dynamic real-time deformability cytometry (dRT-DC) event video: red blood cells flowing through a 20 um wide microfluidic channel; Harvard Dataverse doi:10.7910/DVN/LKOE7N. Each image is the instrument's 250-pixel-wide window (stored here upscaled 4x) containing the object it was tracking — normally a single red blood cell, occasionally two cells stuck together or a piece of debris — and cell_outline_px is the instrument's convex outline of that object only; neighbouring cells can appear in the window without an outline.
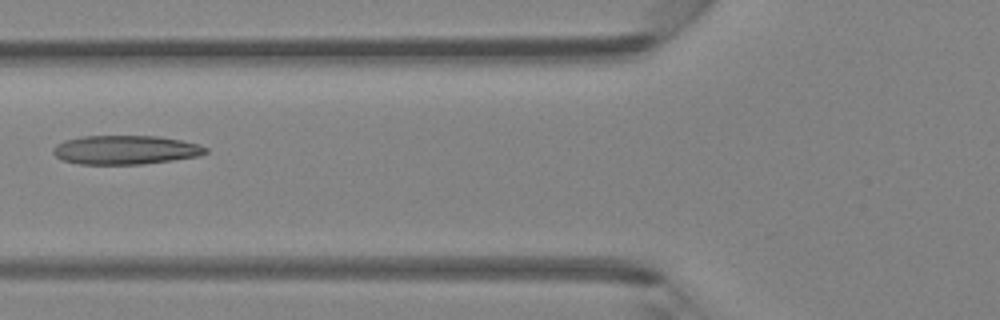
{"species": "Egyptian fruit bat (a non-hibernating species)", "species_latin": "Rousettus aegyptiacus", "temperature_condition": "room temperature", "stored_images_in_passage": 6, "camera_frame_rate_fps": 3000, "um_per_image_px": 0.085, "animal": {"sex": "female"}, "frame": {"image": 1, "passage_image": 6, "time_ms": 5.667, "image_size_px": [1000, 320], "cell_outline_px": [[208, 152], [200, 156], [144, 164], [80, 164], [60, 160], [52, 152], [52, 148], [56, 144], [64, 140], [84, 136], [160, 136], [200, 144], [208, 148]], "centroid_in_image_um": [10.66, 12.74], "position_along_channel_um": 115.1, "area_um2": 25.95}}